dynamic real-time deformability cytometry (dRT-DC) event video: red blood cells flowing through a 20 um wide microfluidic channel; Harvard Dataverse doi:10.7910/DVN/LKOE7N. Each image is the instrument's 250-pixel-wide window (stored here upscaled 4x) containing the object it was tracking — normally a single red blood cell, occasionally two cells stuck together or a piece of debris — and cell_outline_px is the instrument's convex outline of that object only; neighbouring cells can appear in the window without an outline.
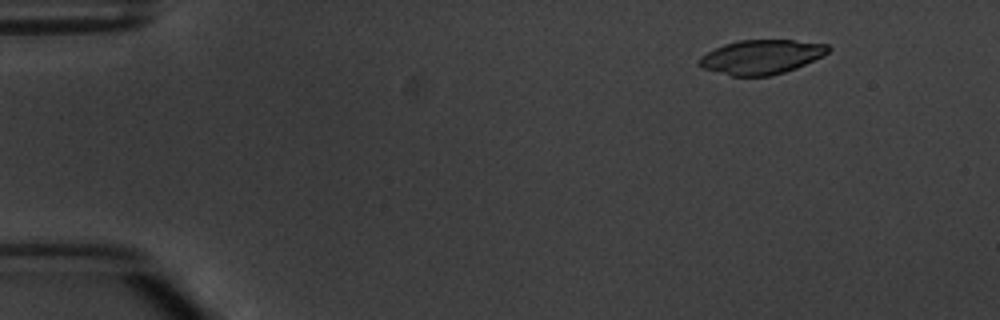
{"species": "common noctule bat (a hibernating species)", "species_latin": "Nyctalus noctula", "temperature_condition": "warm", "stored_images_in_passage": 6, "camera_frame_rate_fps": 3000, "um_per_image_px": 0.085, "animal": {"sex": "male", "body_mass_g": 20.1, "forearm_length_mm": 53.5}, "frame": {"image": 1, "passage_image": 2, "time_ms": 1.333, "image_size_px": [1000, 320], "cell_outline_px": [[832, 48], [828, 52], [796, 68], [784, 72], [768, 76], [732, 76], [704, 68], [696, 64], [700, 56], [724, 44], [740, 40], [792, 40], [828, 44]], "centroid_in_image_um": [64.69, 4.83], "position_along_channel_um": 20.3, "area_um2": 25.55}}